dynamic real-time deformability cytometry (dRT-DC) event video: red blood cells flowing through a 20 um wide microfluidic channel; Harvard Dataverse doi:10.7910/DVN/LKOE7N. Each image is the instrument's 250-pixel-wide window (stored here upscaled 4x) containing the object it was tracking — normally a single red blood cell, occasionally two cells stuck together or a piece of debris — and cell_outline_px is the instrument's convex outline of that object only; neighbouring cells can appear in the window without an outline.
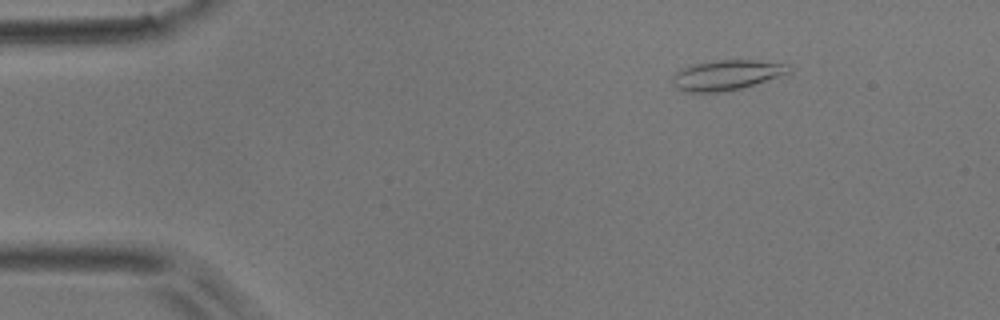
{"species": "common noctule bat (a hibernating species)", "species_latin": "Nyctalus noctula", "temperature_condition": "room temperature", "stored_images_in_passage": 45, "camera_frame_rate_fps": 3000, "um_per_image_px": 0.085, "animal": {"sex": "male", "body_mass_g": 17.9}, "frame": {"image": 1, "passage_image": 1, "time_ms": 0.0, "image_size_px": [1000, 320], "cell_outline_px": [[792, 68], [788, 72], [740, 88], [720, 92], [688, 92], [676, 88], [672, 84], [672, 76], [676, 72], [684, 68], [696, 64], [716, 60], [752, 60], [788, 64]], "centroid_in_image_um": [61.7, 6.38], "position_along_channel_um": 23.3, "area_um2": 19.83}}
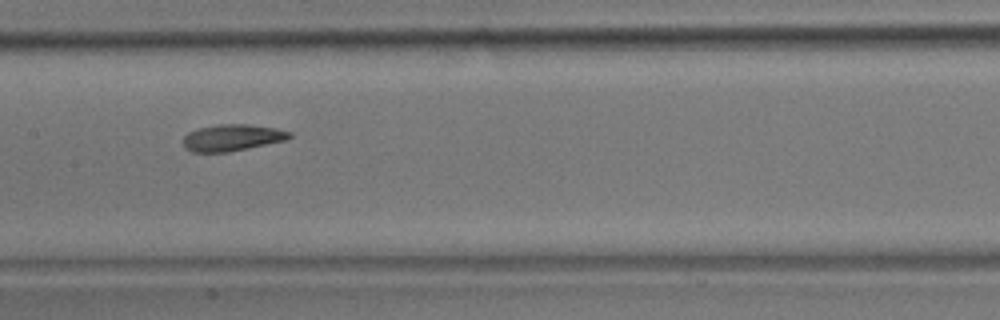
{"frame": {"image": 2, "passage_image": 19, "time_ms": 6.0, "image_size_px": [1000, 320], "cell_outline_px": [[292, 136], [284, 140], [248, 148], [228, 152], [192, 152], [184, 148], [184, 136], [188, 132], [200, 128], [216, 124], [248, 124], [276, 128], [292, 132]], "centroid_in_image_um": [19.72, 11.69], "position_along_channel_um": 187.7, "area_um2": 16.42}}
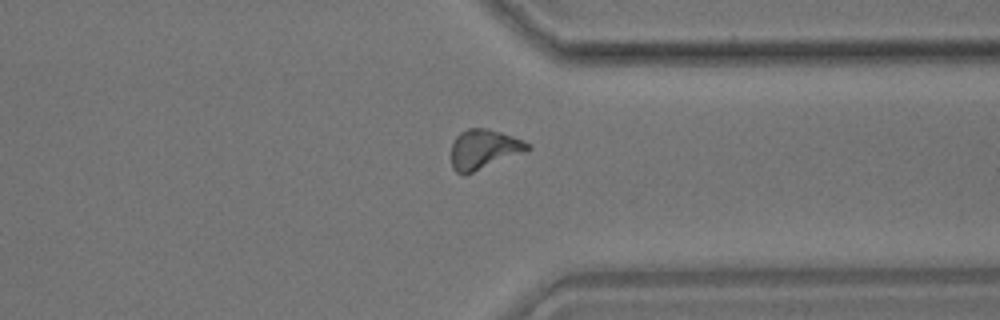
{"frame": {"image": 3, "passage_image": 33, "time_ms": 10.667, "image_size_px": [1000, 320], "cell_outline_px": [[532, 148], [472, 172], [456, 172], [452, 168], [452, 144], [456, 136], [460, 132], [468, 128], [488, 128], [512, 136], [528, 144]], "centroid_in_image_um": [41.08, 12.65], "position_along_channel_um": 370.3, "area_um2": 16.94}, "authors_computed_cell_mechanics": {"area_um2": 16.8198, "velocity_mm_per_s": 3.9497, "shape_relaxation_time_tau1_ms": 4.8393, "shape_relaxation_time_tau2_ms": 3.0453, "deformation_change_tau1": 0.1495, "deformation_change_tau2": 0.0942}}